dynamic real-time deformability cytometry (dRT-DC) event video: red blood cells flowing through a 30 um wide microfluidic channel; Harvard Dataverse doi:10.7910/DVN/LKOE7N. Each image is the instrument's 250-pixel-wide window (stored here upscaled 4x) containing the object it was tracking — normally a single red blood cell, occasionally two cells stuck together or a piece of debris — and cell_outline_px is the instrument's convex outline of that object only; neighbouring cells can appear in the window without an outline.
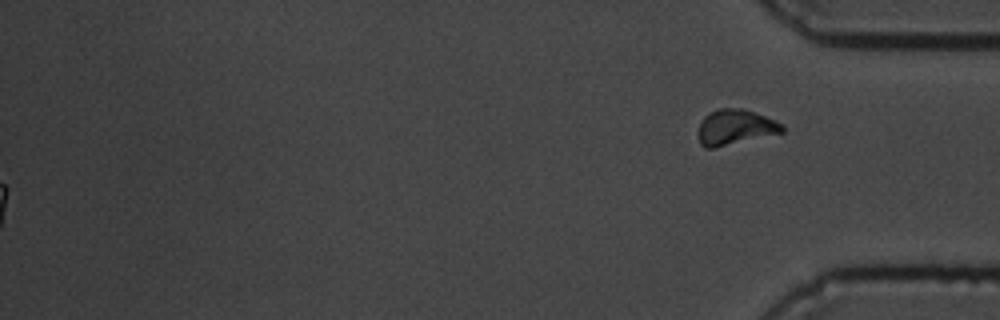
{"species": "common noctule bat (a hibernating species)", "species_latin": "Nyctalus noctula", "temperature_condition": "cold", "stored_images_in_passage": 45, "segment_of_instrument_passage": [2, 2], "camera_frame_rate_fps": 3000, "um_per_image_px": 0.085, "animal": {"sex": "male", "body_mass_g": 19.5, "forearm_length_mm": 54.6}, "frame": {"image": 1, "passage_image": 45, "time_ms": 14.667, "image_size_px": [1000, 320], "cell_outline_px": [[784, 132], [712, 148], [704, 148], [700, 144], [696, 132], [704, 116], [720, 108], [744, 108], [784, 124]], "centroid_in_image_um": [62.47, 10.81], "position_along_channel_um": 372.7, "area_um2": 17.22}}